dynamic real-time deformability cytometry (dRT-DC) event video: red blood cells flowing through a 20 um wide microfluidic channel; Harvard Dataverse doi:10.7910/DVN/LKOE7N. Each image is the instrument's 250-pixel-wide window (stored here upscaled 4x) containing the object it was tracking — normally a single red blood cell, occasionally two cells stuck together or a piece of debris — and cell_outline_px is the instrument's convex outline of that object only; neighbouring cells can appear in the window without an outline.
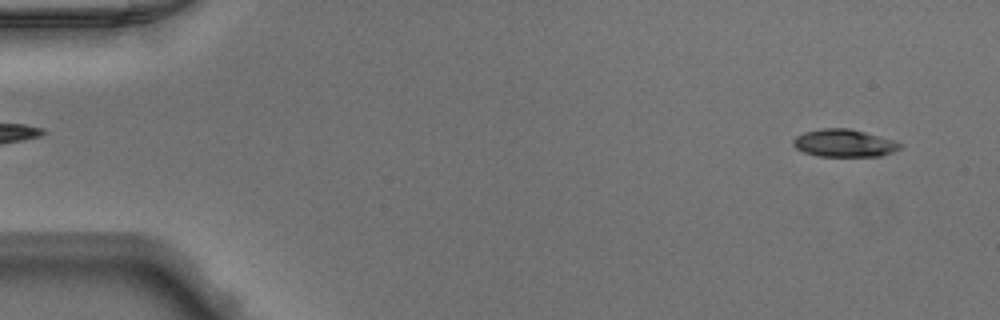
{"species": "Egyptian fruit bat (a non-hibernating species)", "species_latin": "Rousettus aegyptiacus", "temperature_condition": "warm", "stored_images_in_passage": 49, "camera_frame_rate_fps": 3000, "um_per_image_px": 0.085, "animal": {"sex": "male"}, "frame": {"image": 1, "passage_image": 3, "time_ms": 0.667, "image_size_px": [1000, 320], "cell_outline_px": [[904, 144], [900, 148], [892, 152], [880, 156], [820, 156], [804, 152], [796, 148], [792, 144], [792, 140], [796, 136], [804, 132], [824, 128], [848, 128], [896, 140]], "centroid_in_image_um": [71.77, 12.16], "position_along_channel_um": 13.2, "area_um2": 17.17}}
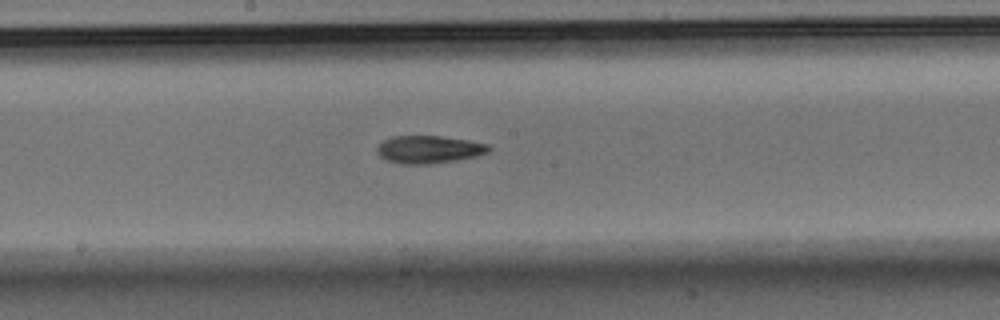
{"frame": {"image": 2, "passage_image": 26, "time_ms": 8.333, "image_size_px": [1000, 320], "cell_outline_px": [[492, 148], [488, 152], [476, 156], [456, 160], [428, 164], [400, 164], [388, 160], [380, 156], [376, 152], [376, 148], [384, 140], [392, 136], [440, 136], [468, 140], [488, 144]], "centroid_in_image_um": [36.45, 12.7], "position_along_channel_um": 211.7, "area_um2": 17.98}}
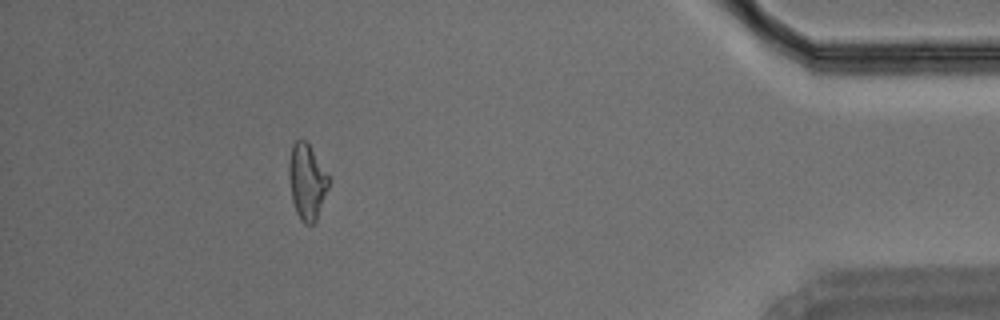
{"frame": {"image": 3, "passage_image": 44, "time_ms": 14.333, "image_size_px": [1000, 320], "cell_outline_px": [[328, 188], [316, 220], [312, 224], [304, 224], [300, 220], [296, 212], [292, 200], [288, 172], [288, 164], [292, 144], [296, 140], [304, 140], [308, 144], [328, 176]], "centroid_in_image_um": [26.05, 15.46], "position_along_channel_um": 409.1, "area_um2": 17.17}}